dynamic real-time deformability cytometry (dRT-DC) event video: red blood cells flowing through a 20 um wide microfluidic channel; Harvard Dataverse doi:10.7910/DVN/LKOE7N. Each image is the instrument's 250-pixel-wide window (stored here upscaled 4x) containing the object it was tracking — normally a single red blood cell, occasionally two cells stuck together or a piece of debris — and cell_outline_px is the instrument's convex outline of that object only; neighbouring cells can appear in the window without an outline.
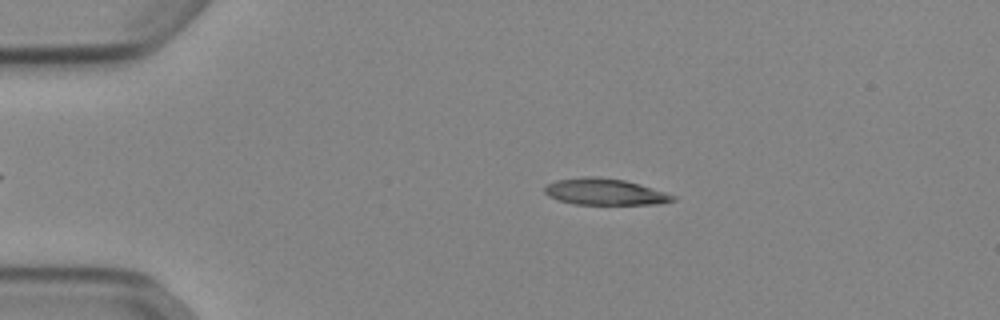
{"species": "Egyptian fruit bat (a non-hibernating species)", "species_latin": "Rousettus aegyptiacus", "temperature_condition": "cold", "stored_images_in_passage": 44, "camera_frame_rate_fps": 3000, "um_per_image_px": 0.085, "animal": {"sex": "female"}, "frame": {"image": 1, "passage_image": 10, "time_ms": 3.0, "image_size_px": [1000, 320], "cell_outline_px": [[676, 200], [660, 204], [572, 204], [556, 200], [548, 196], [544, 192], [544, 188], [548, 184], [556, 180], [584, 176], [596, 176], [624, 180], [640, 184], [676, 196]], "centroid_in_image_um": [51.38, 16.3], "position_along_channel_um": 33.6, "area_um2": 19.83}}
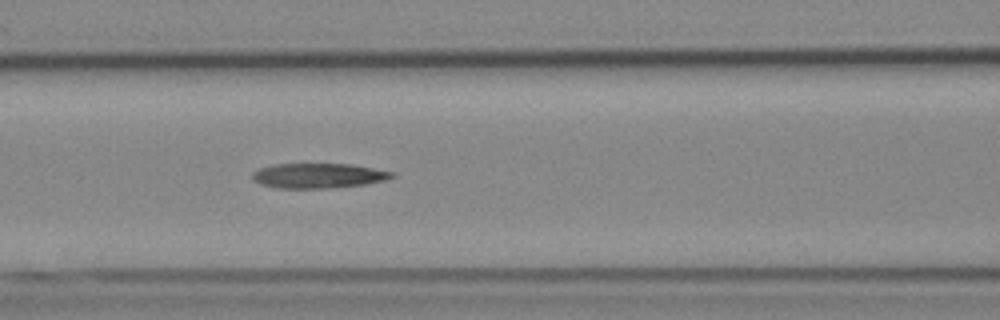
{"frame": {"image": 2, "passage_image": 22, "time_ms": 7.0, "image_size_px": [1000, 320], "cell_outline_px": [[396, 176], [384, 180], [364, 184], [324, 188], [276, 188], [260, 184], [252, 180], [252, 172], [260, 168], [272, 164], [348, 164], [372, 168], [392, 172]], "centroid_in_image_um": [26.98, 14.93], "position_along_channel_um": 139.6, "area_um2": 20.06}}
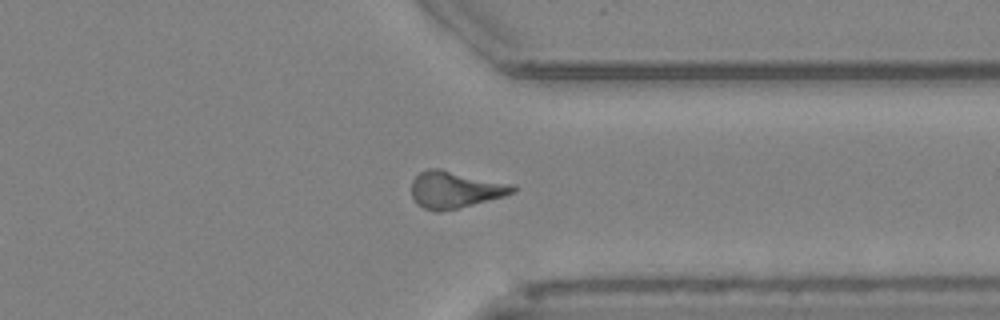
{"frame": {"image": 3, "passage_image": 40, "time_ms": 13.0, "image_size_px": [1000, 320], "cell_outline_px": [[516, 192], [504, 196], [456, 208], [436, 212], [432, 212], [416, 204], [412, 196], [412, 180], [420, 172], [428, 168], [440, 168], [516, 184]], "centroid_in_image_um": [38.69, 16.1], "position_along_channel_um": 372.7, "area_um2": 21.96}, "authors_computed_cell_mechanics": {"area_um2": 20.3456, "velocity_mm_per_s": 3.8921, "shape_relaxation_time_tau1_ms": 7.4977, "shape_relaxation_time_tau2_ms": null, "deformation_change_tau1": 0.1786, "deformation_change_tau2": null}}